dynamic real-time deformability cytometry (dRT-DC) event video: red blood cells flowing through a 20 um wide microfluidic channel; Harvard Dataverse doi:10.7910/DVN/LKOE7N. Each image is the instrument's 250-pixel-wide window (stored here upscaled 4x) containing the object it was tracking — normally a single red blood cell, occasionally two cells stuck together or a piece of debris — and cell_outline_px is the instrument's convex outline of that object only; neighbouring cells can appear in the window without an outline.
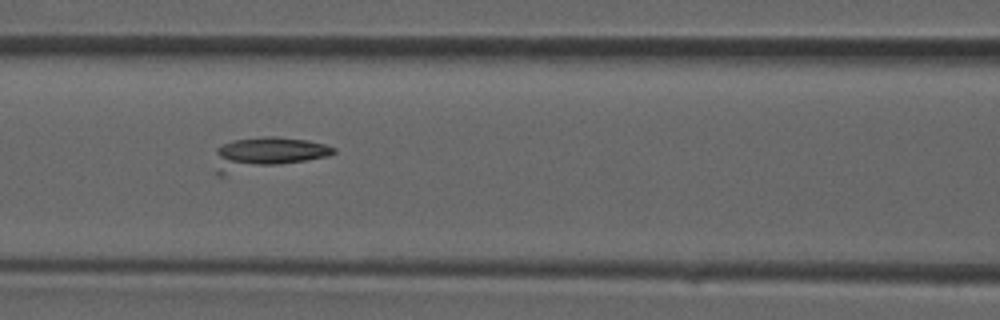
{"species": "common noctule bat (a hibernating species)", "species_latin": "Nyctalus noctula", "temperature_condition": "room temperature", "stored_images_in_passage": 29, "camera_frame_rate_fps": 3000, "um_per_image_px": 0.085, "animal": {"sex": "male", "forearm_length_mm": 52.5}, "frame": {"image": 1, "passage_image": 8, "time_ms": 2.333, "image_size_px": [1000, 320], "cell_outline_px": [[336, 152], [328, 156], [224, 176], [216, 176], [216, 148], [232, 140], [260, 136], [276, 136], [308, 140], [324, 144], [336, 148]], "centroid_in_image_um": [22.62, 13.05], "position_along_channel_um": 144.0, "area_um2": 22.54}}
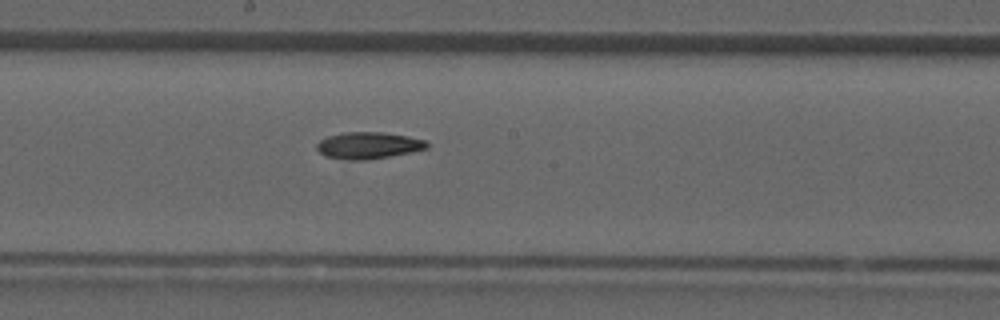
{"frame": {"image": 2, "passage_image": 12, "time_ms": 3.667, "image_size_px": [1000, 320], "cell_outline_px": [[428, 148], [368, 160], [348, 160], [324, 156], [316, 148], [316, 144], [320, 140], [328, 136], [344, 132], [380, 132], [408, 136], [424, 140], [428, 144]], "centroid_in_image_um": [31.26, 12.36], "position_along_channel_um": 216.9, "area_um2": 16.99}}
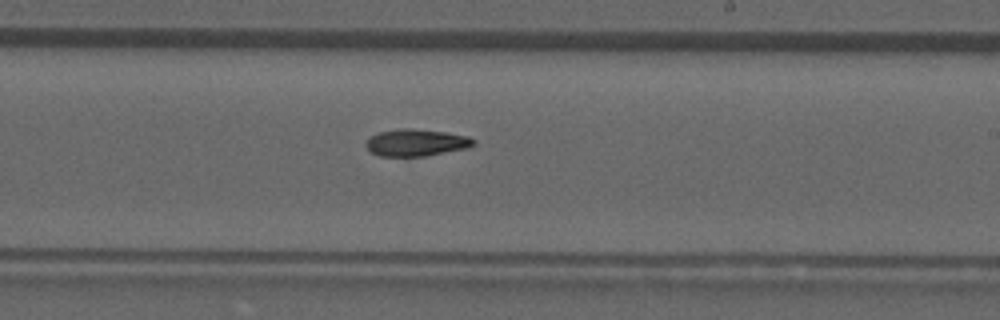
{"frame": {"image": 3, "passage_image": 14, "time_ms": 4.333, "image_size_px": [1000, 320], "cell_outline_px": [[476, 144], [468, 148], [424, 156], [380, 156], [372, 152], [364, 144], [372, 136], [380, 132], [400, 128], [408, 128], [444, 132], [468, 136], [476, 140]], "centroid_in_image_um": [35.41, 12.12], "position_along_channel_um": 253.6, "area_um2": 16.76}}